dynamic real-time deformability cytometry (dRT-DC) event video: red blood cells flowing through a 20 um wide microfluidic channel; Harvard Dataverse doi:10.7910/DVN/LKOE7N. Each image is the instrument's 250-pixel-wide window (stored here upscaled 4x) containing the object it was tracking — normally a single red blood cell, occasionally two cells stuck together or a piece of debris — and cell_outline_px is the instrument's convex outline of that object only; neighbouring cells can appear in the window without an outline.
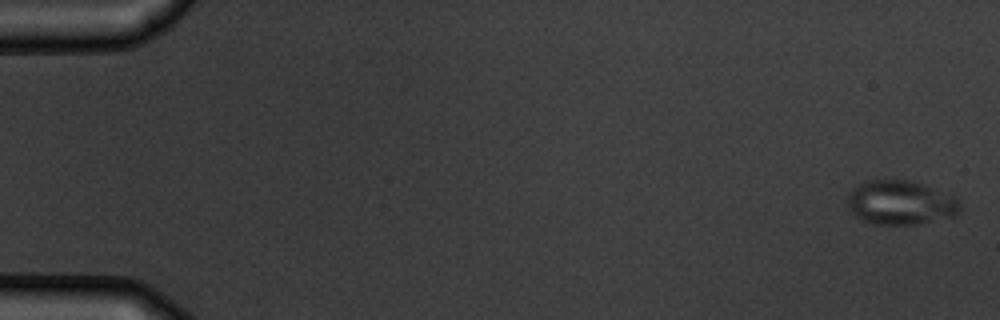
{"species": "common noctule bat (a hibernating species)", "species_latin": "Nyctalus noctula", "temperature_condition": "warm", "stored_images_in_passage": 10, "camera_frame_rate_fps": 3000, "um_per_image_px": 0.085, "animal": {"sex": "male", "body_mass_g": 19.5, "forearm_length_mm": 54.6}, "frame": {"image": 1, "passage_image": 1, "time_ms": 0.0, "image_size_px": [1000, 320], "cell_outline_px": [[960, 212], [956, 216], [920, 224], [872, 224], [860, 220], [848, 212], [844, 200], [848, 192], [852, 188], [868, 180], [904, 180], [924, 184], [952, 196], [960, 200]], "centroid_in_image_um": [76.48, 17.24], "position_along_channel_um": 8.5, "area_um2": 29.59}}
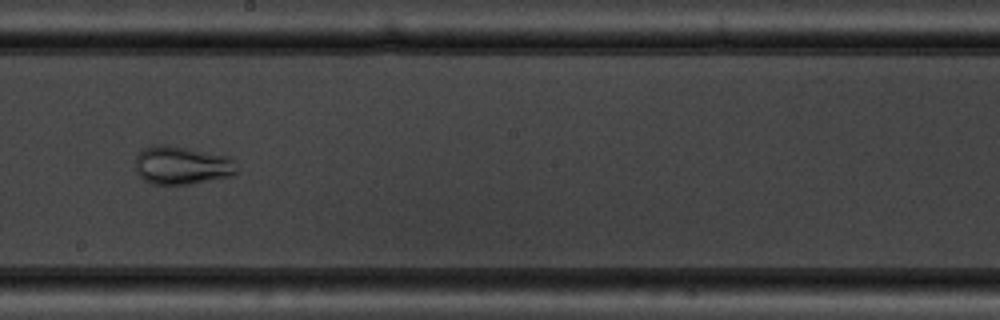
{"frame": {"image": 2, "passage_image": 9, "time_ms": 10.0, "image_size_px": [1000, 320], "cell_outline_px": [[236, 172], [232, 176], [188, 184], [152, 184], [144, 180], [136, 172], [136, 156], [144, 148], [152, 144], [168, 144], [228, 156], [232, 160]], "centroid_in_image_um": [15.41, 14.04], "position_along_channel_um": 232.8, "area_um2": 22.54}}
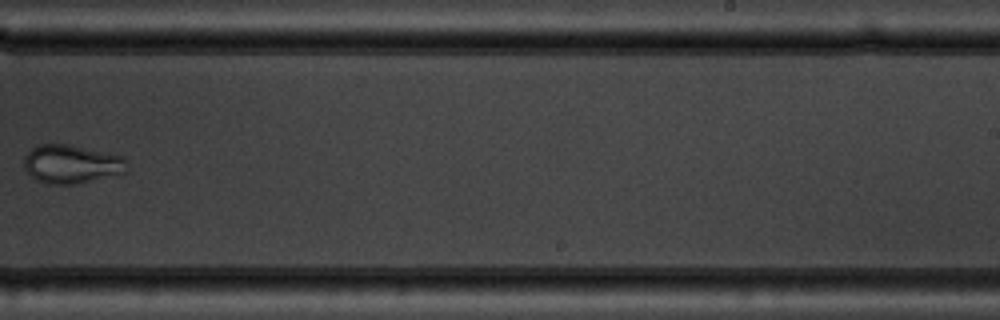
{"frame": {"image": 3, "passage_image": 10, "time_ms": 11.333, "image_size_px": [1000, 320], "cell_outline_px": [[124, 172], [76, 184], [48, 184], [36, 180], [24, 168], [24, 156], [32, 148], [40, 144], [64, 144], [124, 156]], "centroid_in_image_um": [6.0, 13.95], "position_along_channel_um": 283.0, "area_um2": 22.6}}